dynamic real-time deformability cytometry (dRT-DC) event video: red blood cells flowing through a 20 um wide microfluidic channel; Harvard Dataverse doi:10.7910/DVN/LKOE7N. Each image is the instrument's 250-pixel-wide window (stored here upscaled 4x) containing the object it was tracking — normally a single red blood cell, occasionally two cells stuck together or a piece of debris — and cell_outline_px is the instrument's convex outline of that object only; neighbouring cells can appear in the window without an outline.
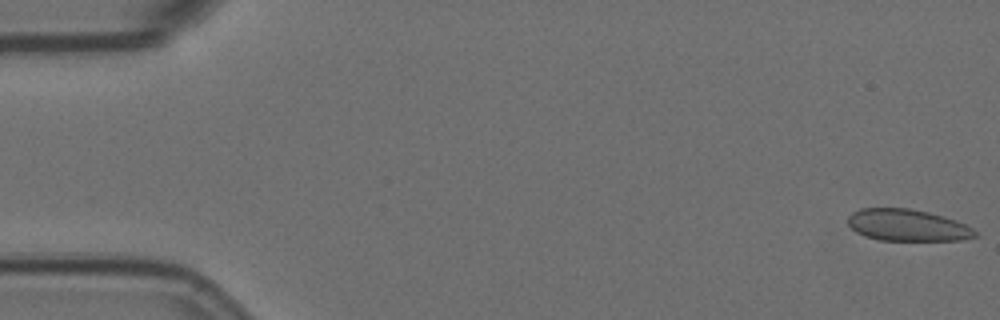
{"species": "Egyptian fruit bat (a non-hibernating species)", "species_latin": "Rousettus aegyptiacus", "temperature_condition": "room temperature", "stored_images_in_passage": 10, "camera_frame_rate_fps": 3000, "um_per_image_px": 0.085, "animal": {"sex": "female"}, "frame": {"image": 1, "passage_image": 1, "time_ms": 0.0, "image_size_px": [1000, 320], "cell_outline_px": [[980, 236], [964, 240], [880, 240], [864, 236], [856, 232], [848, 224], [848, 216], [852, 212], [860, 208], [908, 208], [928, 212], [944, 216], [956, 220], [972, 228]], "centroid_in_image_um": [77.14, 19.14], "position_along_channel_um": 7.9, "area_um2": 23.64}}